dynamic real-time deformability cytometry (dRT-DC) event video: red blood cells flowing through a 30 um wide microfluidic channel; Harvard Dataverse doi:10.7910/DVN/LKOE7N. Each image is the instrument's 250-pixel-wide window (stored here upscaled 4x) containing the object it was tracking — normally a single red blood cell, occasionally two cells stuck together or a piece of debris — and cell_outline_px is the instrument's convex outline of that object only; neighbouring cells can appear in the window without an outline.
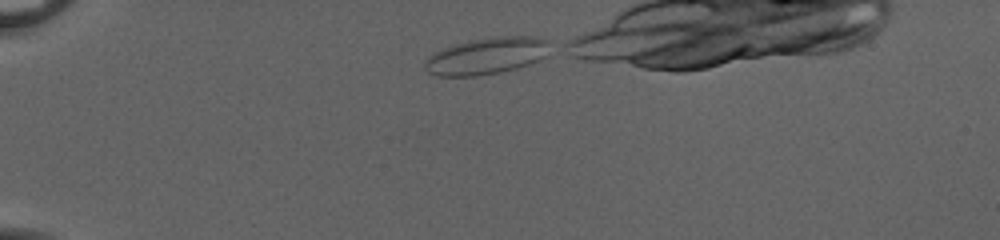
{"species": "common noctule bat (a hibernating species)", "species_latin": "Nyctalus noctula", "temperature_condition": "cold", "stored_images_in_passage": 19, "camera_frame_rate_fps": 3000, "um_per_image_px": 0.085, "animal": {"sex": "female", "body_mass_g": 20.0, "forearm_length_mm": 54.0}, "frame": {"image": 1, "passage_image": 1, "time_ms": 0.0, "image_size_px": [1000, 240], "cell_outline_px": [[552, 44], [544, 56], [540, 60], [516, 68], [500, 72], [476, 76], [436, 76], [428, 72], [424, 68], [424, 60], [428, 56], [444, 48], [456, 44], [472, 40], [492, 36], [536, 36], [552, 40]], "centroid_in_image_um": [41.4, 4.74], "position_along_channel_um": 43.6, "area_um2": 26.99}}
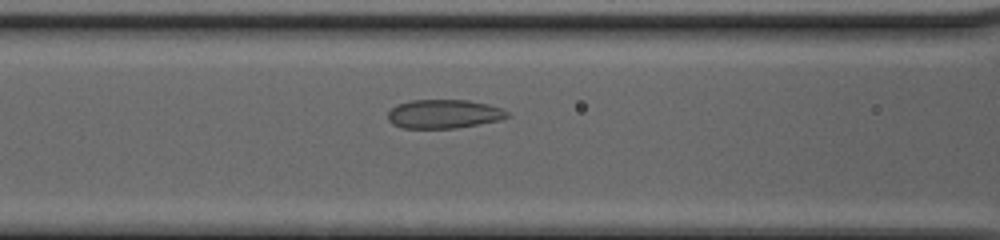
{"frame": {"image": 2, "passage_image": 11, "time_ms": 3.333, "image_size_px": [1000, 240], "cell_outline_px": [[508, 116], [500, 120], [456, 128], [400, 128], [392, 124], [388, 120], [388, 112], [396, 104], [412, 100], [468, 100], [488, 104], [500, 108], [508, 112]], "centroid_in_image_um": [37.69, 9.69], "position_along_channel_um": 128.9, "area_um2": 20.06}}
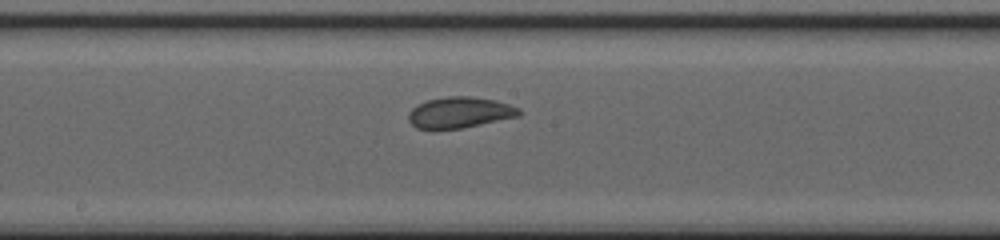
{"frame": {"image": 3, "passage_image": 17, "time_ms": 5.333, "image_size_px": [1000, 240], "cell_outline_px": [[520, 116], [460, 128], [416, 128], [408, 120], [408, 112], [416, 104], [428, 100], [448, 96], [472, 96], [496, 100], [520, 108]], "centroid_in_image_um": [39.07, 9.54], "position_along_channel_um": 209.1, "area_um2": 19.83}}